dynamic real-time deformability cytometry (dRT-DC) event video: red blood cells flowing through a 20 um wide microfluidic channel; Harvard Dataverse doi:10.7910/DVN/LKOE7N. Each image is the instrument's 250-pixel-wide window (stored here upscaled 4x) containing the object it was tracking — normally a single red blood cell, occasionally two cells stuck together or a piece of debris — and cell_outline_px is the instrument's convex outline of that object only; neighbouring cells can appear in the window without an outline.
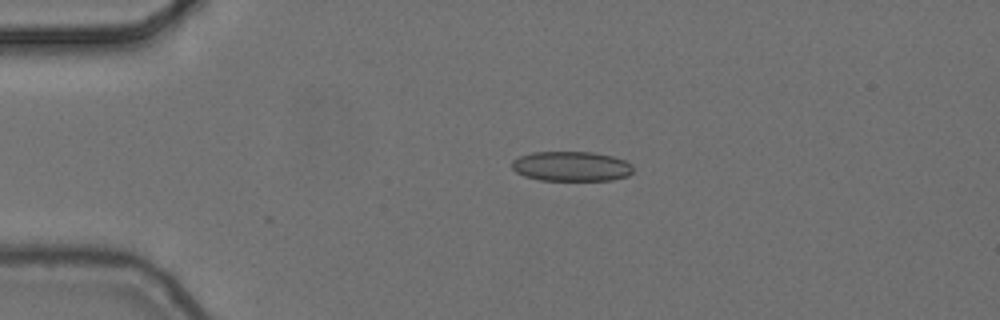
{"species": "common noctule bat (a hibernating species)", "species_latin": "Nyctalus noctula", "temperature_condition": "cold", "stored_images_in_passage": 5, "camera_frame_rate_fps": 3000, "um_per_image_px": 0.085, "animal": {"sex": "female", "body_mass_g": 24.6, "forearm_length_mm": 56.2}, "frame": {"image": 1, "passage_image": 4, "time_ms": 1.0, "image_size_px": [1000, 320], "cell_outline_px": [[632, 172], [628, 176], [612, 180], [540, 180], [524, 176], [516, 172], [512, 168], [512, 160], [520, 156], [532, 152], [592, 152], [612, 156], [624, 160], [632, 164]], "centroid_in_image_um": [48.56, 14.14], "position_along_channel_um": 36.4, "area_um2": 21.1}}